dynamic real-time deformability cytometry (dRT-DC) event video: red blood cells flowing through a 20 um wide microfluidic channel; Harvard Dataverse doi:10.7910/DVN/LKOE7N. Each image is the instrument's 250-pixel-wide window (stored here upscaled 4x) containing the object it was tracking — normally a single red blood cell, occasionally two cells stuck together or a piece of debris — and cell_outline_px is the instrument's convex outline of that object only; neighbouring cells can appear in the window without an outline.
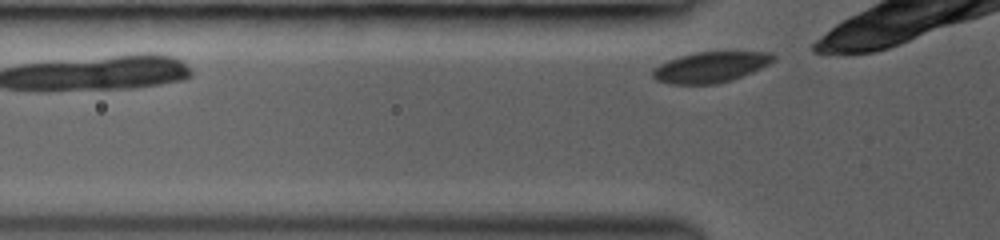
{"species": "common noctule bat (a hibernating species)", "species_latin": "Nyctalus noctula", "temperature_condition": "room temperature", "stored_images_in_passage": 4, "segment_of_instrument_passage": [2, 2], "camera_frame_rate_fps": 3000, "um_per_image_px": 0.085, "animal": {"sex": "female", "body_mass_g": 19.0, "forearm_length_mm": 53.3}, "frame": {"image": 1, "passage_image": 4, "time_ms": 1.333, "image_size_px": [1000, 240], "cell_outline_px": [[776, 60], [752, 72], [732, 80], [716, 84], [672, 84], [656, 80], [652, 76], [652, 68], [668, 60], [680, 56], [696, 52], [772, 52], [776, 56]], "centroid_in_image_um": [60.4, 5.71], "position_along_channel_um": 65.4, "area_um2": 21.56}}